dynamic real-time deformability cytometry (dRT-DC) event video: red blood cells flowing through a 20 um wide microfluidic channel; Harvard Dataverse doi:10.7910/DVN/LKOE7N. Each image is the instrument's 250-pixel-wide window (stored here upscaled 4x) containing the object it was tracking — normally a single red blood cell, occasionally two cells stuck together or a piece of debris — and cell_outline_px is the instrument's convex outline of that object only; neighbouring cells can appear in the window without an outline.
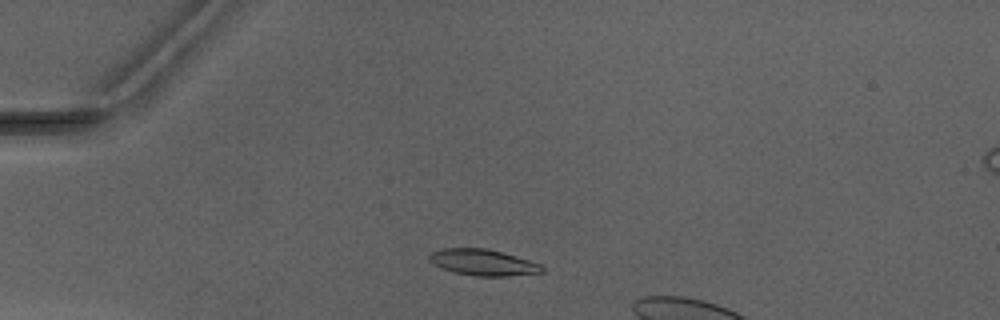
{"species": "Egyptian fruit bat (a non-hibernating species)", "species_latin": "Rousettus aegyptiacus", "temperature_condition": "warm", "stored_images_in_passage": 3, "camera_frame_rate_fps": 3000, "um_per_image_px": 0.085, "animal": {"sex": "male"}, "frame": {"image": 1, "passage_image": 2, "time_ms": 1.333, "image_size_px": [1000, 320], "cell_outline_px": [[544, 272], [508, 276], [476, 276], [456, 272], [444, 268], [428, 260], [428, 256], [432, 252], [440, 248], [484, 248], [500, 252], [528, 260], [540, 264], [544, 268]], "centroid_in_image_um": [41.05, 22.3], "position_along_channel_um": 43.9, "area_um2": 16.88}}